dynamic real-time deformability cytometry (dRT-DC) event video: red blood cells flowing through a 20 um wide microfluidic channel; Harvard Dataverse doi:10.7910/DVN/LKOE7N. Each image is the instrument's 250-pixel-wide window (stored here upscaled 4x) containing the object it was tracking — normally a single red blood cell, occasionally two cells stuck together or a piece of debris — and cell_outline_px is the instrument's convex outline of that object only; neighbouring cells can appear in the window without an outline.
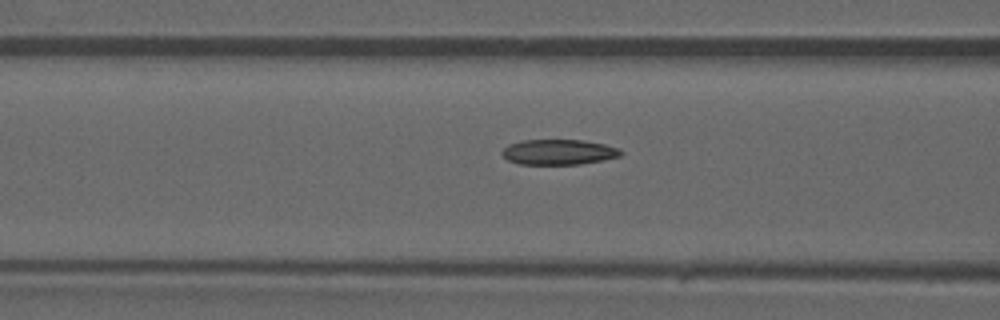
{"species": "common noctule bat (a hibernating species)", "species_latin": "Nyctalus noctula", "temperature_condition": "warm", "stored_images_in_passage": 29, "camera_frame_rate_fps": 3000, "um_per_image_px": 0.085, "animal": {"sex": "male", "forearm_length_mm": 52.5}, "frame": {"image": 1, "passage_image": 5, "time_ms": 1.333, "image_size_px": [1000, 320], "cell_outline_px": [[624, 152], [620, 156], [580, 164], [520, 164], [508, 160], [500, 152], [508, 144], [520, 140], [584, 140], [604, 144], [620, 148]], "centroid_in_image_um": [47.48, 12.91], "position_along_channel_um": 119.1, "area_um2": 17.51}}